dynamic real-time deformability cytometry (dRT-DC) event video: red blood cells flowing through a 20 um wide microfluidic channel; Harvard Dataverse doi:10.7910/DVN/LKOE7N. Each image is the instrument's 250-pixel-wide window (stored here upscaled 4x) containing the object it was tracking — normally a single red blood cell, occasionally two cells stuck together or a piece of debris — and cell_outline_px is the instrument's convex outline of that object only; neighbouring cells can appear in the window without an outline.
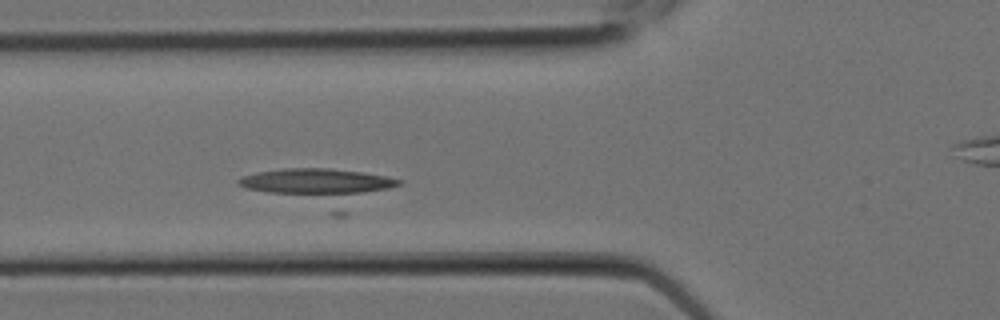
{"species": "Egyptian fruit bat (a non-hibernating species)", "species_latin": "Rousettus aegyptiacus", "temperature_condition": "room temperature", "stored_images_in_passage": 6, "camera_frame_rate_fps": 3000, "um_per_image_px": 0.085, "animal": {"sex": "female"}, "frame": {"image": 1, "passage_image": 2, "time_ms": 0.333, "image_size_px": [1000, 320], "cell_outline_px": [[404, 184], [348, 216], [332, 216], [244, 188], [236, 184], [236, 180], [244, 176], [256, 172], [284, 168], [328, 168], [364, 172], [388, 176], [404, 180]], "centroid_in_image_um": [27.37, 15.98], "position_along_channel_um": 98.4, "area_um2": 36.93}}
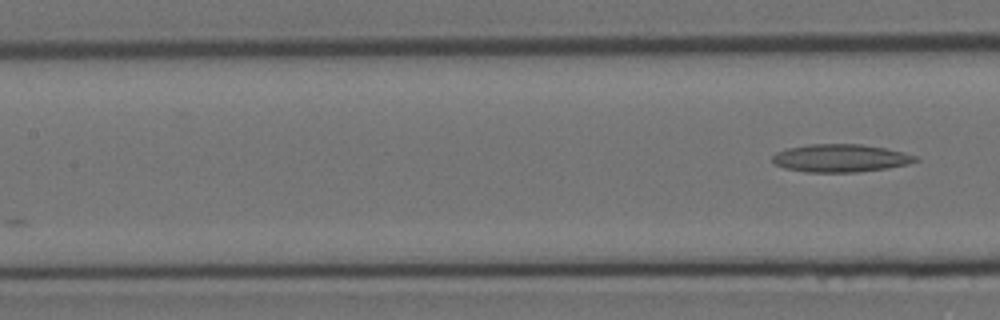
{"frame": {"image": 2, "passage_image": 6, "time_ms": 1.667, "image_size_px": [1000, 320], "cell_outline_px": [[920, 160], [908, 164], [888, 168], [856, 172], [804, 172], [784, 168], [776, 164], [772, 160], [772, 156], [776, 152], [788, 148], [812, 144], [860, 144], [884, 148], [904, 152], [916, 156]], "centroid_in_image_um": [71.45, 13.44], "position_along_channel_um": 136.0, "area_um2": 23.18}}